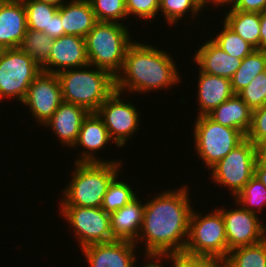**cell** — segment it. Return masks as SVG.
Listing matches in <instances>:
<instances>
[{"label":"cell","instance_id":"cell-40","mask_svg":"<svg viewBox=\"0 0 266 267\" xmlns=\"http://www.w3.org/2000/svg\"><path fill=\"white\" fill-rule=\"evenodd\" d=\"M254 176L266 187V163L256 161Z\"/></svg>","mask_w":266,"mask_h":267},{"label":"cell","instance_id":"cell-37","mask_svg":"<svg viewBox=\"0 0 266 267\" xmlns=\"http://www.w3.org/2000/svg\"><path fill=\"white\" fill-rule=\"evenodd\" d=\"M245 138L255 145L266 139V104L252 110L251 125Z\"/></svg>","mask_w":266,"mask_h":267},{"label":"cell","instance_id":"cell-23","mask_svg":"<svg viewBox=\"0 0 266 267\" xmlns=\"http://www.w3.org/2000/svg\"><path fill=\"white\" fill-rule=\"evenodd\" d=\"M208 116L223 126L239 130L246 136L251 125L252 109L238 94H234L210 112Z\"/></svg>","mask_w":266,"mask_h":267},{"label":"cell","instance_id":"cell-41","mask_svg":"<svg viewBox=\"0 0 266 267\" xmlns=\"http://www.w3.org/2000/svg\"><path fill=\"white\" fill-rule=\"evenodd\" d=\"M266 48V10L260 13V49Z\"/></svg>","mask_w":266,"mask_h":267},{"label":"cell","instance_id":"cell-46","mask_svg":"<svg viewBox=\"0 0 266 267\" xmlns=\"http://www.w3.org/2000/svg\"><path fill=\"white\" fill-rule=\"evenodd\" d=\"M206 5L210 2L211 3V1L212 0H202Z\"/></svg>","mask_w":266,"mask_h":267},{"label":"cell","instance_id":"cell-32","mask_svg":"<svg viewBox=\"0 0 266 267\" xmlns=\"http://www.w3.org/2000/svg\"><path fill=\"white\" fill-rule=\"evenodd\" d=\"M207 6L202 0H160L159 11L167 19V23L176 24L187 11H191L192 16H198L203 8Z\"/></svg>","mask_w":266,"mask_h":267},{"label":"cell","instance_id":"cell-1","mask_svg":"<svg viewBox=\"0 0 266 267\" xmlns=\"http://www.w3.org/2000/svg\"><path fill=\"white\" fill-rule=\"evenodd\" d=\"M187 188L165 190L145 203L141 232L134 243L145 241L148 259L160 260L184 252L193 211Z\"/></svg>","mask_w":266,"mask_h":267},{"label":"cell","instance_id":"cell-35","mask_svg":"<svg viewBox=\"0 0 266 267\" xmlns=\"http://www.w3.org/2000/svg\"><path fill=\"white\" fill-rule=\"evenodd\" d=\"M172 267H228L227 260L220 257L189 256L184 253L166 257Z\"/></svg>","mask_w":266,"mask_h":267},{"label":"cell","instance_id":"cell-44","mask_svg":"<svg viewBox=\"0 0 266 267\" xmlns=\"http://www.w3.org/2000/svg\"><path fill=\"white\" fill-rule=\"evenodd\" d=\"M146 261L148 263H146V265H144V267H164L159 263V261H161V259L157 260V261H156V259H155V261H153V259H152V261H151V259L150 260L147 259ZM149 261H150V263H149Z\"/></svg>","mask_w":266,"mask_h":267},{"label":"cell","instance_id":"cell-2","mask_svg":"<svg viewBox=\"0 0 266 267\" xmlns=\"http://www.w3.org/2000/svg\"><path fill=\"white\" fill-rule=\"evenodd\" d=\"M175 64L167 52L134 41L128 47L122 69L115 77V90L121 93L126 90L139 93L167 90L180 81Z\"/></svg>","mask_w":266,"mask_h":267},{"label":"cell","instance_id":"cell-36","mask_svg":"<svg viewBox=\"0 0 266 267\" xmlns=\"http://www.w3.org/2000/svg\"><path fill=\"white\" fill-rule=\"evenodd\" d=\"M160 0H125L127 16L136 15L141 19L151 20L159 13Z\"/></svg>","mask_w":266,"mask_h":267},{"label":"cell","instance_id":"cell-4","mask_svg":"<svg viewBox=\"0 0 266 267\" xmlns=\"http://www.w3.org/2000/svg\"><path fill=\"white\" fill-rule=\"evenodd\" d=\"M90 65L67 69L57 75L63 102L76 104L88 112H97L101 104L115 91V77L108 71ZM83 68V69H82Z\"/></svg>","mask_w":266,"mask_h":267},{"label":"cell","instance_id":"cell-12","mask_svg":"<svg viewBox=\"0 0 266 267\" xmlns=\"http://www.w3.org/2000/svg\"><path fill=\"white\" fill-rule=\"evenodd\" d=\"M63 102L62 89L57 74L41 71L30 84L22 104L28 105L33 118L44 125Z\"/></svg>","mask_w":266,"mask_h":267},{"label":"cell","instance_id":"cell-7","mask_svg":"<svg viewBox=\"0 0 266 267\" xmlns=\"http://www.w3.org/2000/svg\"><path fill=\"white\" fill-rule=\"evenodd\" d=\"M193 127L194 148L208 170L245 139L239 130L223 126L208 115L197 116Z\"/></svg>","mask_w":266,"mask_h":267},{"label":"cell","instance_id":"cell-43","mask_svg":"<svg viewBox=\"0 0 266 267\" xmlns=\"http://www.w3.org/2000/svg\"><path fill=\"white\" fill-rule=\"evenodd\" d=\"M238 0H212L211 2H213L216 6H220L221 5H225V4H230L231 6H233Z\"/></svg>","mask_w":266,"mask_h":267},{"label":"cell","instance_id":"cell-31","mask_svg":"<svg viewBox=\"0 0 266 267\" xmlns=\"http://www.w3.org/2000/svg\"><path fill=\"white\" fill-rule=\"evenodd\" d=\"M130 186L124 181H118L116 176L108 186L101 208L105 212L111 213L135 199L136 193Z\"/></svg>","mask_w":266,"mask_h":267},{"label":"cell","instance_id":"cell-34","mask_svg":"<svg viewBox=\"0 0 266 267\" xmlns=\"http://www.w3.org/2000/svg\"><path fill=\"white\" fill-rule=\"evenodd\" d=\"M238 95L252 109L266 104V70L251 80Z\"/></svg>","mask_w":266,"mask_h":267},{"label":"cell","instance_id":"cell-27","mask_svg":"<svg viewBox=\"0 0 266 267\" xmlns=\"http://www.w3.org/2000/svg\"><path fill=\"white\" fill-rule=\"evenodd\" d=\"M228 267H266V240L229 251Z\"/></svg>","mask_w":266,"mask_h":267},{"label":"cell","instance_id":"cell-25","mask_svg":"<svg viewBox=\"0 0 266 267\" xmlns=\"http://www.w3.org/2000/svg\"><path fill=\"white\" fill-rule=\"evenodd\" d=\"M266 70V52L264 49H255L250 55L243 58L240 67L231 80L234 94H238L247 87L253 78Z\"/></svg>","mask_w":266,"mask_h":267},{"label":"cell","instance_id":"cell-20","mask_svg":"<svg viewBox=\"0 0 266 267\" xmlns=\"http://www.w3.org/2000/svg\"><path fill=\"white\" fill-rule=\"evenodd\" d=\"M199 115H208L221 103L234 95L231 80L225 77L211 75L199 70L198 77Z\"/></svg>","mask_w":266,"mask_h":267},{"label":"cell","instance_id":"cell-33","mask_svg":"<svg viewBox=\"0 0 266 267\" xmlns=\"http://www.w3.org/2000/svg\"><path fill=\"white\" fill-rule=\"evenodd\" d=\"M96 19L99 22L120 23L127 18L125 0H89Z\"/></svg>","mask_w":266,"mask_h":267},{"label":"cell","instance_id":"cell-30","mask_svg":"<svg viewBox=\"0 0 266 267\" xmlns=\"http://www.w3.org/2000/svg\"><path fill=\"white\" fill-rule=\"evenodd\" d=\"M211 40L227 54L240 59L250 55L255 50L251 44L243 40L225 23L219 35L215 36V38L212 37Z\"/></svg>","mask_w":266,"mask_h":267},{"label":"cell","instance_id":"cell-45","mask_svg":"<svg viewBox=\"0 0 266 267\" xmlns=\"http://www.w3.org/2000/svg\"><path fill=\"white\" fill-rule=\"evenodd\" d=\"M37 1L48 2V3L55 4L57 6H60V5H62L64 3L63 0H37Z\"/></svg>","mask_w":266,"mask_h":267},{"label":"cell","instance_id":"cell-26","mask_svg":"<svg viewBox=\"0 0 266 267\" xmlns=\"http://www.w3.org/2000/svg\"><path fill=\"white\" fill-rule=\"evenodd\" d=\"M26 9L27 29L43 31L50 37L51 19L59 6L37 0H22Z\"/></svg>","mask_w":266,"mask_h":267},{"label":"cell","instance_id":"cell-16","mask_svg":"<svg viewBox=\"0 0 266 267\" xmlns=\"http://www.w3.org/2000/svg\"><path fill=\"white\" fill-rule=\"evenodd\" d=\"M27 31V15L22 0H3L0 3V46L18 48Z\"/></svg>","mask_w":266,"mask_h":267},{"label":"cell","instance_id":"cell-39","mask_svg":"<svg viewBox=\"0 0 266 267\" xmlns=\"http://www.w3.org/2000/svg\"><path fill=\"white\" fill-rule=\"evenodd\" d=\"M64 35V28L61 20V5L59 6L58 11L51 19L50 24V37L55 39Z\"/></svg>","mask_w":266,"mask_h":267},{"label":"cell","instance_id":"cell-8","mask_svg":"<svg viewBox=\"0 0 266 267\" xmlns=\"http://www.w3.org/2000/svg\"><path fill=\"white\" fill-rule=\"evenodd\" d=\"M41 71V67L19 48L4 49L0 56V101L15 97L21 103Z\"/></svg>","mask_w":266,"mask_h":267},{"label":"cell","instance_id":"cell-9","mask_svg":"<svg viewBox=\"0 0 266 267\" xmlns=\"http://www.w3.org/2000/svg\"><path fill=\"white\" fill-rule=\"evenodd\" d=\"M257 161L256 145L244 139L213 167L214 183L230 188V193L236 197L243 187L254 176V167Z\"/></svg>","mask_w":266,"mask_h":267},{"label":"cell","instance_id":"cell-18","mask_svg":"<svg viewBox=\"0 0 266 267\" xmlns=\"http://www.w3.org/2000/svg\"><path fill=\"white\" fill-rule=\"evenodd\" d=\"M88 113L81 106L62 102L52 115V118L44 124V127L52 128L62 144L74 148L82 122Z\"/></svg>","mask_w":266,"mask_h":267},{"label":"cell","instance_id":"cell-24","mask_svg":"<svg viewBox=\"0 0 266 267\" xmlns=\"http://www.w3.org/2000/svg\"><path fill=\"white\" fill-rule=\"evenodd\" d=\"M229 10L223 23L255 49H260V13Z\"/></svg>","mask_w":266,"mask_h":267},{"label":"cell","instance_id":"cell-3","mask_svg":"<svg viewBox=\"0 0 266 267\" xmlns=\"http://www.w3.org/2000/svg\"><path fill=\"white\" fill-rule=\"evenodd\" d=\"M74 167L60 206L101 207L109 184L118 176L121 161L79 162Z\"/></svg>","mask_w":266,"mask_h":267},{"label":"cell","instance_id":"cell-17","mask_svg":"<svg viewBox=\"0 0 266 267\" xmlns=\"http://www.w3.org/2000/svg\"><path fill=\"white\" fill-rule=\"evenodd\" d=\"M111 141V138L108 134L107 128L102 120V118L97 114V112H89L88 115L84 118L81 129L79 131L78 139L74 145L82 146L85 150L82 153L81 158H77L75 163H94V162H110L95 158L96 153L94 151H99L103 149L108 142ZM87 149V151H86Z\"/></svg>","mask_w":266,"mask_h":267},{"label":"cell","instance_id":"cell-47","mask_svg":"<svg viewBox=\"0 0 266 267\" xmlns=\"http://www.w3.org/2000/svg\"><path fill=\"white\" fill-rule=\"evenodd\" d=\"M3 48L0 46V56H1V54H2V52H3Z\"/></svg>","mask_w":266,"mask_h":267},{"label":"cell","instance_id":"cell-13","mask_svg":"<svg viewBox=\"0 0 266 267\" xmlns=\"http://www.w3.org/2000/svg\"><path fill=\"white\" fill-rule=\"evenodd\" d=\"M238 208L229 211L219 209L224 220L229 250L257 244L265 239L266 227L261 224L258 215L241 206Z\"/></svg>","mask_w":266,"mask_h":267},{"label":"cell","instance_id":"cell-29","mask_svg":"<svg viewBox=\"0 0 266 267\" xmlns=\"http://www.w3.org/2000/svg\"><path fill=\"white\" fill-rule=\"evenodd\" d=\"M235 199L237 206L241 205L243 209L258 214L256 212H263L261 207L266 205V187L253 176Z\"/></svg>","mask_w":266,"mask_h":267},{"label":"cell","instance_id":"cell-5","mask_svg":"<svg viewBox=\"0 0 266 267\" xmlns=\"http://www.w3.org/2000/svg\"><path fill=\"white\" fill-rule=\"evenodd\" d=\"M124 23L97 22L85 37L89 65L108 71L113 77L122 69L128 47L133 43ZM132 41V42H131Z\"/></svg>","mask_w":266,"mask_h":267},{"label":"cell","instance_id":"cell-28","mask_svg":"<svg viewBox=\"0 0 266 267\" xmlns=\"http://www.w3.org/2000/svg\"><path fill=\"white\" fill-rule=\"evenodd\" d=\"M53 40L43 31L27 29L18 48L42 67L50 55Z\"/></svg>","mask_w":266,"mask_h":267},{"label":"cell","instance_id":"cell-14","mask_svg":"<svg viewBox=\"0 0 266 267\" xmlns=\"http://www.w3.org/2000/svg\"><path fill=\"white\" fill-rule=\"evenodd\" d=\"M88 65L85 38L62 35L53 40L50 55L41 69L44 72L58 74L67 69L81 68Z\"/></svg>","mask_w":266,"mask_h":267},{"label":"cell","instance_id":"cell-21","mask_svg":"<svg viewBox=\"0 0 266 267\" xmlns=\"http://www.w3.org/2000/svg\"><path fill=\"white\" fill-rule=\"evenodd\" d=\"M145 203L136 197L122 208L110 213L111 231L116 240L135 242L141 232Z\"/></svg>","mask_w":266,"mask_h":267},{"label":"cell","instance_id":"cell-6","mask_svg":"<svg viewBox=\"0 0 266 267\" xmlns=\"http://www.w3.org/2000/svg\"><path fill=\"white\" fill-rule=\"evenodd\" d=\"M227 237L223 216L219 209L202 216L194 212L190 216L189 235L184 254L189 256L227 258Z\"/></svg>","mask_w":266,"mask_h":267},{"label":"cell","instance_id":"cell-19","mask_svg":"<svg viewBox=\"0 0 266 267\" xmlns=\"http://www.w3.org/2000/svg\"><path fill=\"white\" fill-rule=\"evenodd\" d=\"M242 60L227 54L211 39L194 54V62L200 67V71L228 79L233 77Z\"/></svg>","mask_w":266,"mask_h":267},{"label":"cell","instance_id":"cell-10","mask_svg":"<svg viewBox=\"0 0 266 267\" xmlns=\"http://www.w3.org/2000/svg\"><path fill=\"white\" fill-rule=\"evenodd\" d=\"M60 214L74 228L80 248L116 240L111 231L110 213L101 207L61 206Z\"/></svg>","mask_w":266,"mask_h":267},{"label":"cell","instance_id":"cell-42","mask_svg":"<svg viewBox=\"0 0 266 267\" xmlns=\"http://www.w3.org/2000/svg\"><path fill=\"white\" fill-rule=\"evenodd\" d=\"M256 152L257 160L261 163H266V139L256 145Z\"/></svg>","mask_w":266,"mask_h":267},{"label":"cell","instance_id":"cell-11","mask_svg":"<svg viewBox=\"0 0 266 267\" xmlns=\"http://www.w3.org/2000/svg\"><path fill=\"white\" fill-rule=\"evenodd\" d=\"M121 92L115 90L99 107L97 114L102 118L108 134L116 146L122 147L139 127L136 107L121 100ZM124 101V102H123Z\"/></svg>","mask_w":266,"mask_h":267},{"label":"cell","instance_id":"cell-22","mask_svg":"<svg viewBox=\"0 0 266 267\" xmlns=\"http://www.w3.org/2000/svg\"><path fill=\"white\" fill-rule=\"evenodd\" d=\"M64 35L85 38L98 22L89 0H72L61 5Z\"/></svg>","mask_w":266,"mask_h":267},{"label":"cell","instance_id":"cell-38","mask_svg":"<svg viewBox=\"0 0 266 267\" xmlns=\"http://www.w3.org/2000/svg\"><path fill=\"white\" fill-rule=\"evenodd\" d=\"M229 8L244 12L261 13L266 10V0H238Z\"/></svg>","mask_w":266,"mask_h":267},{"label":"cell","instance_id":"cell-15","mask_svg":"<svg viewBox=\"0 0 266 267\" xmlns=\"http://www.w3.org/2000/svg\"><path fill=\"white\" fill-rule=\"evenodd\" d=\"M135 245L129 240H114L88 245L81 251L90 267H134Z\"/></svg>","mask_w":266,"mask_h":267}]
</instances>
